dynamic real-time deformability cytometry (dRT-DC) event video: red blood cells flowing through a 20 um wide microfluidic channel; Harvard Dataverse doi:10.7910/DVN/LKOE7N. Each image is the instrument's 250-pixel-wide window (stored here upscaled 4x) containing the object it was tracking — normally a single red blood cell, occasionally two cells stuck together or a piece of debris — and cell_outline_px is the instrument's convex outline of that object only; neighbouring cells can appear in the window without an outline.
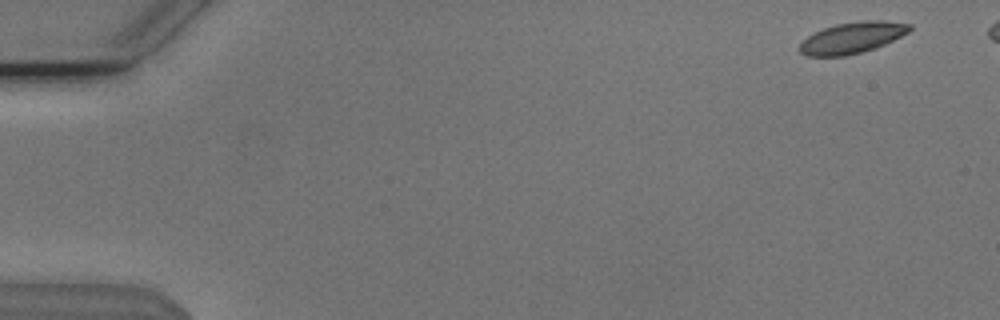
{"species": "Egyptian fruit bat (a non-hibernating species)", "species_latin": "Rousettus aegyptiacus", "temperature_condition": "cold", "stored_images_in_passage": 3, "camera_frame_rate_fps": 3000, "um_per_image_px": 0.085, "animal": {"sex": "male"}, "frame": {"image": 1, "passage_image": 1, "time_ms": 0.0, "image_size_px": [1000, 320], "cell_outline_px": [[912, 28], [908, 32], [876, 48], [844, 56], [808, 56], [800, 52], [800, 44], [808, 36], [824, 28], [836, 24], [864, 20], [884, 20], [912, 24]], "centroid_in_image_um": [72.46, 3.2], "position_along_channel_um": 12.5, "area_um2": 19.77}}